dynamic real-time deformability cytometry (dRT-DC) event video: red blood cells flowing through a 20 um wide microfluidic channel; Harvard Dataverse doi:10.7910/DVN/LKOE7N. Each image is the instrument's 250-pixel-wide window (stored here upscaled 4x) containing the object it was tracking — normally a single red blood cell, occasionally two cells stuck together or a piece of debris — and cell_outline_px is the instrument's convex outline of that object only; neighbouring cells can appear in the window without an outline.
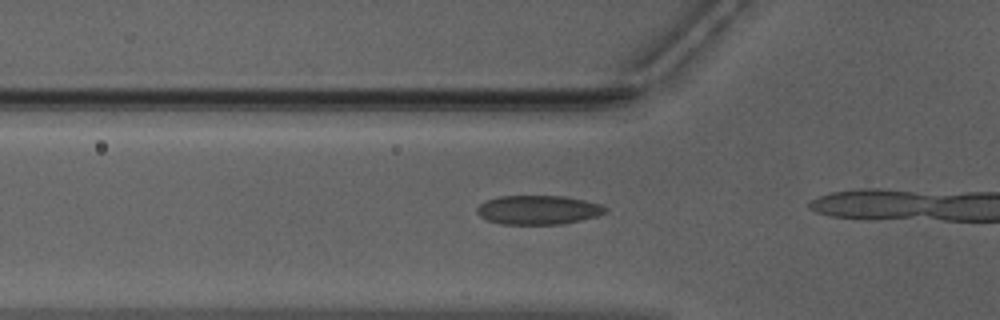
{"species": "Egyptian fruit bat (a non-hibernating species)", "species_latin": "Rousettus aegyptiacus", "temperature_condition": "warm", "stored_images_in_passage": 5, "camera_frame_rate_fps": 3000, "um_per_image_px": 0.085, "animal": {"sex": "male"}, "frame": {"image": 1, "passage_image": 3, "time_ms": 0.667, "image_size_px": [1000, 320], "cell_outline_px": [[608, 212], [596, 216], [580, 220], [560, 224], [500, 224], [488, 220], [480, 216], [476, 212], [476, 208], [484, 200], [496, 196], [564, 196], [584, 200], [600, 204], [608, 208]], "centroid_in_image_um": [45.72, 17.83], "position_along_channel_um": 80.1, "area_um2": 21.85}}